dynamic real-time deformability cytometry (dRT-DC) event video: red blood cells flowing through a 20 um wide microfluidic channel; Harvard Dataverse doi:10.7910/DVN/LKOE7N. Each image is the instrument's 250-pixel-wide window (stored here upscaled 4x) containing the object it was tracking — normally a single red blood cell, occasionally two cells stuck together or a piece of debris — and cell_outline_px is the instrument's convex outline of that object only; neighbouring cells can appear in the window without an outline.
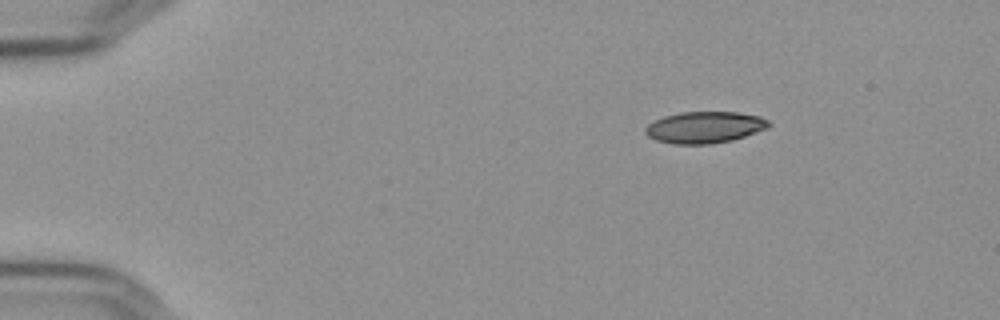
{"species": "Egyptian fruit bat (a non-hibernating species)", "species_latin": "Rousettus aegyptiacus", "temperature_condition": "cold", "stored_images_in_passage": 48, "camera_frame_rate_fps": 3000, "um_per_image_px": 0.085, "frame": {"image": 1, "passage_image": 1, "time_ms": 0.0, "image_size_px": [1000, 320], "cell_outline_px": [[772, 124], [768, 128], [732, 140], [712, 144], [672, 144], [656, 140], [648, 136], [644, 132], [644, 128], [648, 124], [664, 116], [680, 112], [736, 112], [760, 116], [768, 120]], "centroid_in_image_um": [59.89, 10.82], "position_along_channel_um": 25.1, "area_um2": 22.77}}
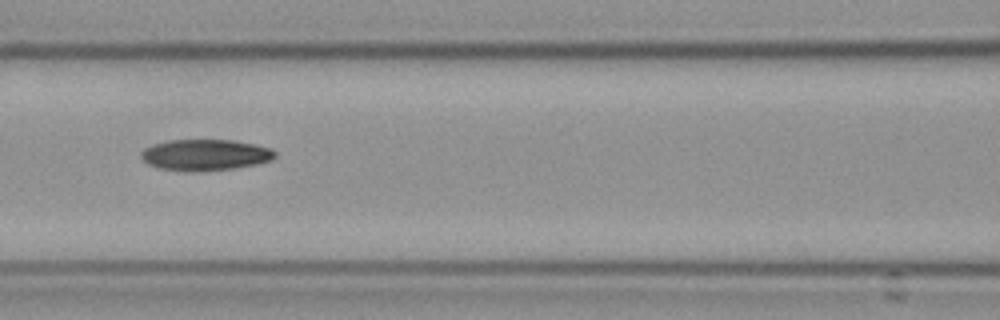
{"frame": {"image": 2, "passage_image": 18, "time_ms": 5.667, "image_size_px": [1000, 320], "cell_outline_px": [[276, 156], [272, 160], [256, 164], [232, 168], [160, 168], [148, 164], [140, 156], [140, 152], [144, 148], [152, 144], [168, 140], [232, 140], [256, 144], [272, 148], [276, 152]], "centroid_in_image_um": [17.49, 13.1], "position_along_channel_um": 149.1, "area_um2": 23.35}}
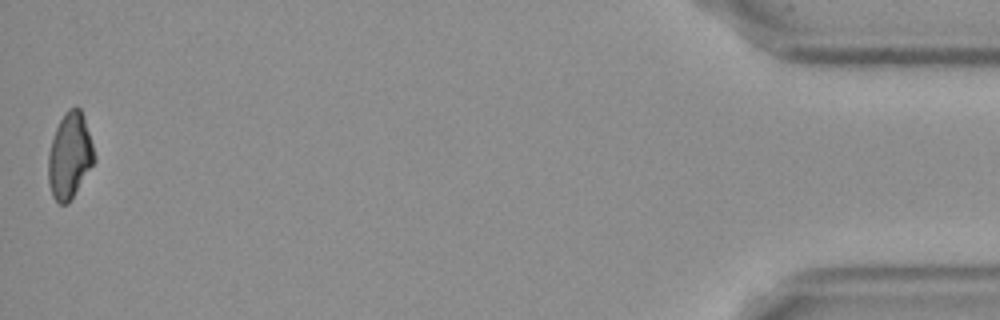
{"frame": {"image": 3, "passage_image": 48, "time_ms": 15.667, "image_size_px": [1000, 320], "cell_outline_px": [[96, 160], [68, 204], [60, 204], [52, 196], [48, 180], [48, 152], [56, 128], [64, 112], [68, 108], [76, 104], [80, 108], [84, 116], [96, 156]], "centroid_in_image_um": [5.93, 13.21], "position_along_channel_um": 429.3, "area_um2": 23.18}, "authors_computed_cell_mechanics": {"area_um2": 24.0159, "velocity_mm_per_s": 3.6591, "shape_relaxation_time_tau1_ms": null, "shape_relaxation_time_tau2_ms": 6.3309, "deformation_change_tau1": null, "deformation_change_tau2": 0.1355}}